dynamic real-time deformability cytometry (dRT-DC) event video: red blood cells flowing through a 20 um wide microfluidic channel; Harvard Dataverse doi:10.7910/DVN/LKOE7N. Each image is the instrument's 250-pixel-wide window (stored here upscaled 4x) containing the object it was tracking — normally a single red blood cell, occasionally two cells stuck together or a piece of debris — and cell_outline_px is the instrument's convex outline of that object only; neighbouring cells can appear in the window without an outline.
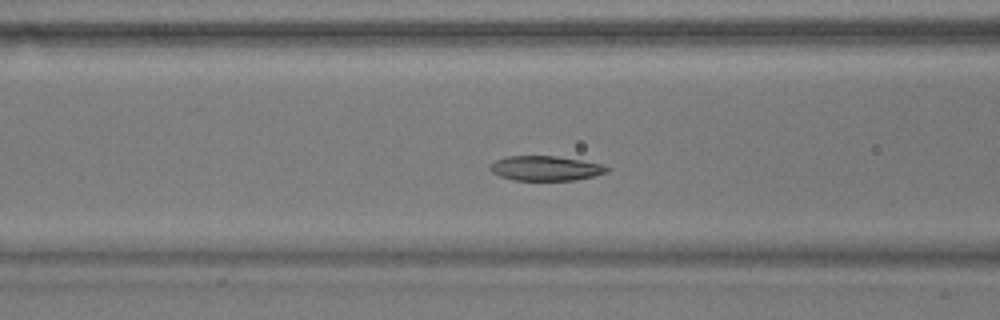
{"species": "common noctule bat (a hibernating species)", "species_latin": "Nyctalus noctula", "temperature_condition": "warm", "stored_images_in_passage": 54, "camera_frame_rate_fps": 3000, "um_per_image_px": 0.085, "animal": {"sex": "male", "body_mass_g": 17.9}, "frame": {"image": 1, "passage_image": 20, "time_ms": 6.333, "image_size_px": [1000, 320], "cell_outline_px": [[612, 168], [608, 172], [576, 180], [512, 180], [500, 176], [492, 172], [488, 168], [496, 160], [508, 156], [556, 156], [604, 164]], "centroid_in_image_um": [46.41, 14.3], "position_along_channel_um": 120.2, "area_um2": 16.88}}
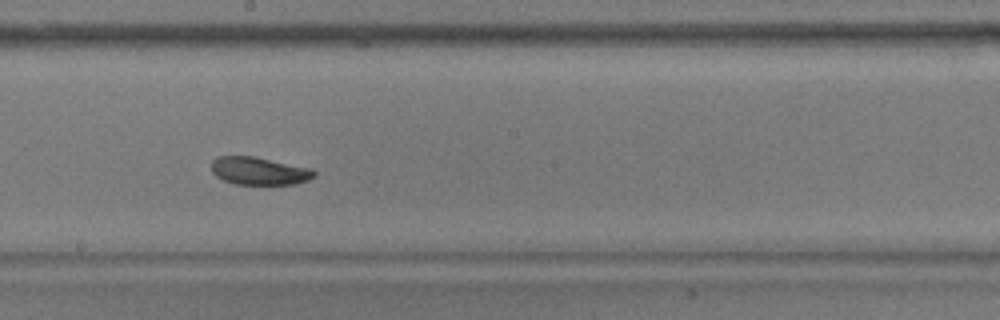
{"frame": {"image": 2, "passage_image": 29, "time_ms": 9.333, "image_size_px": [1000, 320], "cell_outline_px": [[316, 176], [308, 180], [292, 184], [236, 184], [224, 180], [216, 176], [212, 172], [212, 160], [216, 156], [252, 156], [312, 168], [316, 172]], "centroid_in_image_um": [22.03, 14.52], "position_along_channel_um": 226.2, "area_um2": 16.59}}
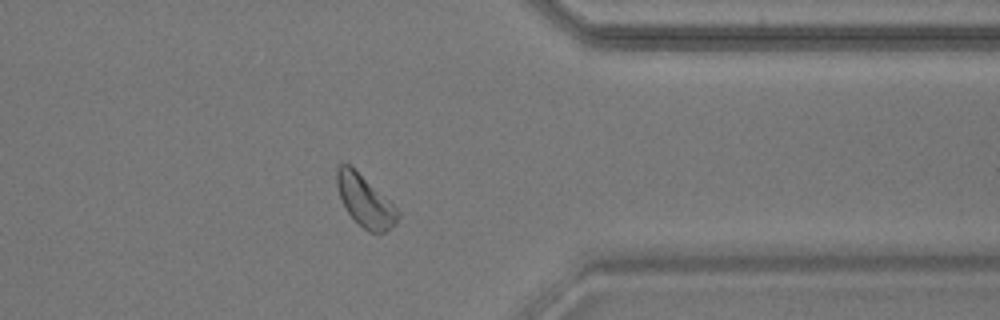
{"frame": {"image": 3, "passage_image": 43, "time_ms": 14.0, "image_size_px": [1000, 320], "cell_outline_px": [[400, 216], [396, 224], [384, 232], [368, 232], [348, 212], [340, 196], [336, 184], [336, 172], [340, 164], [348, 164], [388, 200], [400, 212]], "centroid_in_image_um": [31.04, 17.11], "position_along_channel_um": 380.4, "area_um2": 17.51}, "authors_computed_cell_mechanics": {"area_um2": 18.0625, "velocity_mm_per_s": 3.5413, "shape_relaxation_time_tau1_ms": 3.3157, "shape_relaxation_time_tau2_ms": 5.3388, "deformation_change_tau1": 0.1037, "deformation_change_tau2": 0.0838}}